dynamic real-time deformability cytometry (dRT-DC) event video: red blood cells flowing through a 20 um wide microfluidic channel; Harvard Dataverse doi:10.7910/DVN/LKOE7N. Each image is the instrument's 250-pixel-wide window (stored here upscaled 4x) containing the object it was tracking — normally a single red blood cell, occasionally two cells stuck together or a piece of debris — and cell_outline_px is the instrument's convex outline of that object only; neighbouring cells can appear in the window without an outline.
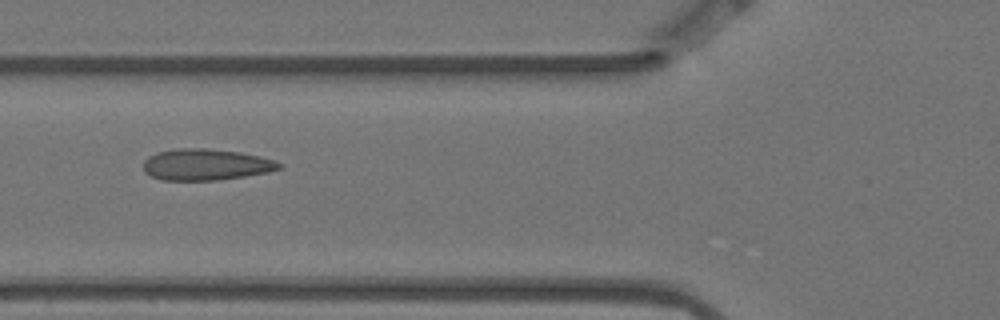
{"species": "Egyptian fruit bat (a non-hibernating species)", "species_latin": "Rousettus aegyptiacus", "temperature_condition": "warm", "stored_images_in_passage": 8, "camera_frame_rate_fps": 3000, "um_per_image_px": 0.085, "animal": {"sex": "female"}, "frame": {"image": 1, "passage_image": 5, "time_ms": 1.333, "image_size_px": [1000, 320], "cell_outline_px": [[280, 168], [268, 172], [244, 176], [216, 180], [160, 180], [144, 172], [144, 160], [148, 156], [156, 152], [176, 148], [204, 148], [240, 152], [260, 156], [276, 160], [280, 164]], "centroid_in_image_um": [17.47, 13.98], "position_along_channel_um": 108.3, "area_um2": 24.8}}
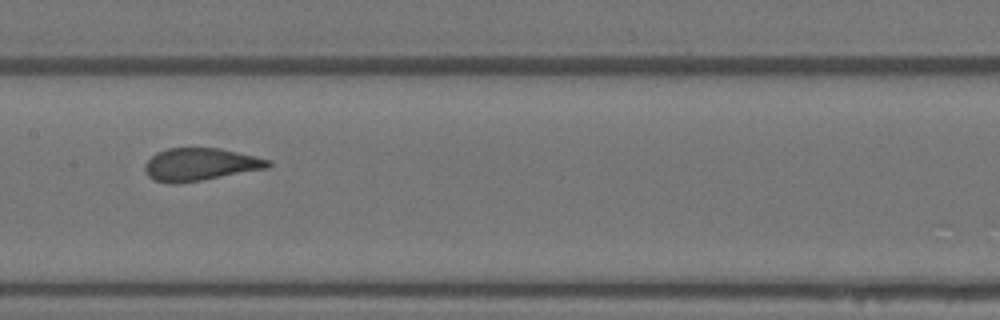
{"frame": {"image": 2, "passage_image": 7, "time_ms": 2.0, "image_size_px": [1000, 320], "cell_outline_px": [[272, 164], [268, 168], [200, 180], [172, 184], [152, 180], [148, 176], [144, 168], [144, 164], [156, 152], [168, 148], [220, 148], [256, 156], [268, 160]], "centroid_in_image_um": [16.98, 13.97], "position_along_channel_um": 190.4, "area_um2": 23.29}}
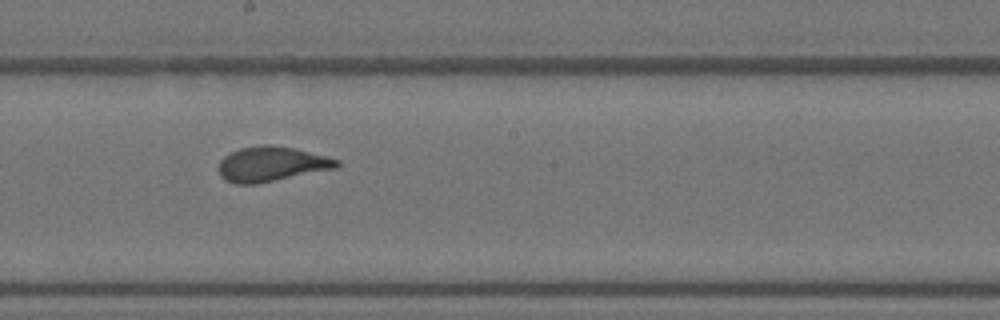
{"frame": {"image": 3, "passage_image": 8, "time_ms": 2.333, "image_size_px": [1000, 320], "cell_outline_px": [[340, 164], [336, 168], [256, 184], [232, 184], [224, 180], [220, 176], [220, 160], [224, 156], [240, 148], [264, 144], [272, 144], [292, 148], [340, 160]], "centroid_in_image_um": [23.04, 13.95], "position_along_channel_um": 225.2, "area_um2": 23.81}}